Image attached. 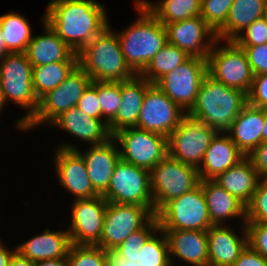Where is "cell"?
<instances>
[{"instance_id": "14", "label": "cell", "mask_w": 267, "mask_h": 266, "mask_svg": "<svg viewBox=\"0 0 267 266\" xmlns=\"http://www.w3.org/2000/svg\"><path fill=\"white\" fill-rule=\"evenodd\" d=\"M153 216L145 206L108 202L101 239L97 245L106 251H113Z\"/></svg>"}, {"instance_id": "4", "label": "cell", "mask_w": 267, "mask_h": 266, "mask_svg": "<svg viewBox=\"0 0 267 266\" xmlns=\"http://www.w3.org/2000/svg\"><path fill=\"white\" fill-rule=\"evenodd\" d=\"M107 26L78 53V65L98 82H121L136 73L126 63L118 36Z\"/></svg>"}, {"instance_id": "29", "label": "cell", "mask_w": 267, "mask_h": 266, "mask_svg": "<svg viewBox=\"0 0 267 266\" xmlns=\"http://www.w3.org/2000/svg\"><path fill=\"white\" fill-rule=\"evenodd\" d=\"M260 179L251 159L245 156L235 166L220 173L213 180L247 206Z\"/></svg>"}, {"instance_id": "41", "label": "cell", "mask_w": 267, "mask_h": 266, "mask_svg": "<svg viewBox=\"0 0 267 266\" xmlns=\"http://www.w3.org/2000/svg\"><path fill=\"white\" fill-rule=\"evenodd\" d=\"M234 41L239 46H256L267 43V21L264 17L250 24Z\"/></svg>"}, {"instance_id": "34", "label": "cell", "mask_w": 267, "mask_h": 266, "mask_svg": "<svg viewBox=\"0 0 267 266\" xmlns=\"http://www.w3.org/2000/svg\"><path fill=\"white\" fill-rule=\"evenodd\" d=\"M190 56L177 46L167 43L140 73L151 84L179 67Z\"/></svg>"}, {"instance_id": "31", "label": "cell", "mask_w": 267, "mask_h": 266, "mask_svg": "<svg viewBox=\"0 0 267 266\" xmlns=\"http://www.w3.org/2000/svg\"><path fill=\"white\" fill-rule=\"evenodd\" d=\"M139 1L162 24L193 18L201 13V0H162L157 3Z\"/></svg>"}, {"instance_id": "35", "label": "cell", "mask_w": 267, "mask_h": 266, "mask_svg": "<svg viewBox=\"0 0 267 266\" xmlns=\"http://www.w3.org/2000/svg\"><path fill=\"white\" fill-rule=\"evenodd\" d=\"M157 233L163 236L159 237ZM138 263L140 266H172L168 241L162 229L156 230L142 246Z\"/></svg>"}, {"instance_id": "25", "label": "cell", "mask_w": 267, "mask_h": 266, "mask_svg": "<svg viewBox=\"0 0 267 266\" xmlns=\"http://www.w3.org/2000/svg\"><path fill=\"white\" fill-rule=\"evenodd\" d=\"M50 125L62 128L90 145L102 144L112 137L103 120L87 116L78 107L65 111Z\"/></svg>"}, {"instance_id": "18", "label": "cell", "mask_w": 267, "mask_h": 266, "mask_svg": "<svg viewBox=\"0 0 267 266\" xmlns=\"http://www.w3.org/2000/svg\"><path fill=\"white\" fill-rule=\"evenodd\" d=\"M112 136L106 142L97 145H90L86 152H82L74 144H60L58 148L77 150L83 157L87 173L94 190L103 195L111 182L114 169L121 159L120 149Z\"/></svg>"}, {"instance_id": "8", "label": "cell", "mask_w": 267, "mask_h": 266, "mask_svg": "<svg viewBox=\"0 0 267 266\" xmlns=\"http://www.w3.org/2000/svg\"><path fill=\"white\" fill-rule=\"evenodd\" d=\"M217 39L207 57V73L217 81L230 88L248 94L254 73L242 47L234 40H226L225 44L216 46Z\"/></svg>"}, {"instance_id": "39", "label": "cell", "mask_w": 267, "mask_h": 266, "mask_svg": "<svg viewBox=\"0 0 267 266\" xmlns=\"http://www.w3.org/2000/svg\"><path fill=\"white\" fill-rule=\"evenodd\" d=\"M234 0H201L200 16L217 33L226 22Z\"/></svg>"}, {"instance_id": "11", "label": "cell", "mask_w": 267, "mask_h": 266, "mask_svg": "<svg viewBox=\"0 0 267 266\" xmlns=\"http://www.w3.org/2000/svg\"><path fill=\"white\" fill-rule=\"evenodd\" d=\"M102 196L110 203L145 206L154 214L150 171L122 159L118 161L110 185Z\"/></svg>"}, {"instance_id": "46", "label": "cell", "mask_w": 267, "mask_h": 266, "mask_svg": "<svg viewBox=\"0 0 267 266\" xmlns=\"http://www.w3.org/2000/svg\"><path fill=\"white\" fill-rule=\"evenodd\" d=\"M260 178H267V142L261 143L248 156Z\"/></svg>"}, {"instance_id": "20", "label": "cell", "mask_w": 267, "mask_h": 266, "mask_svg": "<svg viewBox=\"0 0 267 266\" xmlns=\"http://www.w3.org/2000/svg\"><path fill=\"white\" fill-rule=\"evenodd\" d=\"M242 235L228 225H212L206 232L208 238L209 266H232L248 245L245 224ZM237 234V235H236Z\"/></svg>"}, {"instance_id": "19", "label": "cell", "mask_w": 267, "mask_h": 266, "mask_svg": "<svg viewBox=\"0 0 267 266\" xmlns=\"http://www.w3.org/2000/svg\"><path fill=\"white\" fill-rule=\"evenodd\" d=\"M55 169L59 185L75 199H90L100 196L93 188L82 155L77 150L57 148Z\"/></svg>"}, {"instance_id": "7", "label": "cell", "mask_w": 267, "mask_h": 266, "mask_svg": "<svg viewBox=\"0 0 267 266\" xmlns=\"http://www.w3.org/2000/svg\"><path fill=\"white\" fill-rule=\"evenodd\" d=\"M91 83V77L77 65L58 87L39 98L37 110L25 123L24 131L28 132L45 123L51 124L65 111L76 107Z\"/></svg>"}, {"instance_id": "23", "label": "cell", "mask_w": 267, "mask_h": 266, "mask_svg": "<svg viewBox=\"0 0 267 266\" xmlns=\"http://www.w3.org/2000/svg\"><path fill=\"white\" fill-rule=\"evenodd\" d=\"M244 157L226 132H220V134L218 132L206 150L201 165L197 168L200 180L215 179Z\"/></svg>"}, {"instance_id": "22", "label": "cell", "mask_w": 267, "mask_h": 266, "mask_svg": "<svg viewBox=\"0 0 267 266\" xmlns=\"http://www.w3.org/2000/svg\"><path fill=\"white\" fill-rule=\"evenodd\" d=\"M151 85L140 74L120 82V107L116 116L108 123V129L112 136L121 129L137 126L144 95Z\"/></svg>"}, {"instance_id": "40", "label": "cell", "mask_w": 267, "mask_h": 266, "mask_svg": "<svg viewBox=\"0 0 267 266\" xmlns=\"http://www.w3.org/2000/svg\"><path fill=\"white\" fill-rule=\"evenodd\" d=\"M267 222V178H261L250 203L246 206L245 223Z\"/></svg>"}, {"instance_id": "24", "label": "cell", "mask_w": 267, "mask_h": 266, "mask_svg": "<svg viewBox=\"0 0 267 266\" xmlns=\"http://www.w3.org/2000/svg\"><path fill=\"white\" fill-rule=\"evenodd\" d=\"M44 33L33 35L25 54L32 66L46 65L58 61H78V55L44 22Z\"/></svg>"}, {"instance_id": "42", "label": "cell", "mask_w": 267, "mask_h": 266, "mask_svg": "<svg viewBox=\"0 0 267 266\" xmlns=\"http://www.w3.org/2000/svg\"><path fill=\"white\" fill-rule=\"evenodd\" d=\"M248 245L267 259V222L245 223Z\"/></svg>"}, {"instance_id": "45", "label": "cell", "mask_w": 267, "mask_h": 266, "mask_svg": "<svg viewBox=\"0 0 267 266\" xmlns=\"http://www.w3.org/2000/svg\"><path fill=\"white\" fill-rule=\"evenodd\" d=\"M247 103L256 108H267V73L254 76Z\"/></svg>"}, {"instance_id": "28", "label": "cell", "mask_w": 267, "mask_h": 266, "mask_svg": "<svg viewBox=\"0 0 267 266\" xmlns=\"http://www.w3.org/2000/svg\"><path fill=\"white\" fill-rule=\"evenodd\" d=\"M212 225H224L231 218L246 222V206L214 180H200Z\"/></svg>"}, {"instance_id": "6", "label": "cell", "mask_w": 267, "mask_h": 266, "mask_svg": "<svg viewBox=\"0 0 267 266\" xmlns=\"http://www.w3.org/2000/svg\"><path fill=\"white\" fill-rule=\"evenodd\" d=\"M200 183L198 169L167 155L150 170L154 215L169 201L193 190Z\"/></svg>"}, {"instance_id": "26", "label": "cell", "mask_w": 267, "mask_h": 266, "mask_svg": "<svg viewBox=\"0 0 267 266\" xmlns=\"http://www.w3.org/2000/svg\"><path fill=\"white\" fill-rule=\"evenodd\" d=\"M263 127V108H256L247 104L226 133L244 156H249L262 143Z\"/></svg>"}, {"instance_id": "3", "label": "cell", "mask_w": 267, "mask_h": 266, "mask_svg": "<svg viewBox=\"0 0 267 266\" xmlns=\"http://www.w3.org/2000/svg\"><path fill=\"white\" fill-rule=\"evenodd\" d=\"M247 104L246 93L227 87L207 73L200 84L196 101L188 113L220 133L230 128Z\"/></svg>"}, {"instance_id": "52", "label": "cell", "mask_w": 267, "mask_h": 266, "mask_svg": "<svg viewBox=\"0 0 267 266\" xmlns=\"http://www.w3.org/2000/svg\"><path fill=\"white\" fill-rule=\"evenodd\" d=\"M9 53H11V52L7 49L5 39L3 38V33L0 29V60L2 58H4Z\"/></svg>"}, {"instance_id": "37", "label": "cell", "mask_w": 267, "mask_h": 266, "mask_svg": "<svg viewBox=\"0 0 267 266\" xmlns=\"http://www.w3.org/2000/svg\"><path fill=\"white\" fill-rule=\"evenodd\" d=\"M68 266H109L108 251L98 245L71 244L67 253Z\"/></svg>"}, {"instance_id": "12", "label": "cell", "mask_w": 267, "mask_h": 266, "mask_svg": "<svg viewBox=\"0 0 267 266\" xmlns=\"http://www.w3.org/2000/svg\"><path fill=\"white\" fill-rule=\"evenodd\" d=\"M123 161L150 171L168 155L167 137L158 133L128 127L113 135Z\"/></svg>"}, {"instance_id": "17", "label": "cell", "mask_w": 267, "mask_h": 266, "mask_svg": "<svg viewBox=\"0 0 267 266\" xmlns=\"http://www.w3.org/2000/svg\"><path fill=\"white\" fill-rule=\"evenodd\" d=\"M163 25L168 43L182 49L190 57L207 59L217 40L215 31L201 16Z\"/></svg>"}, {"instance_id": "27", "label": "cell", "mask_w": 267, "mask_h": 266, "mask_svg": "<svg viewBox=\"0 0 267 266\" xmlns=\"http://www.w3.org/2000/svg\"><path fill=\"white\" fill-rule=\"evenodd\" d=\"M71 241L68 230L51 231L46 228L42 234L19 243L16 251L33 262L55 258H67Z\"/></svg>"}, {"instance_id": "48", "label": "cell", "mask_w": 267, "mask_h": 266, "mask_svg": "<svg viewBox=\"0 0 267 266\" xmlns=\"http://www.w3.org/2000/svg\"><path fill=\"white\" fill-rule=\"evenodd\" d=\"M108 265L109 266H140L138 262L125 260L117 255L114 251H108Z\"/></svg>"}, {"instance_id": "47", "label": "cell", "mask_w": 267, "mask_h": 266, "mask_svg": "<svg viewBox=\"0 0 267 266\" xmlns=\"http://www.w3.org/2000/svg\"><path fill=\"white\" fill-rule=\"evenodd\" d=\"M232 266H267V259L247 245Z\"/></svg>"}, {"instance_id": "44", "label": "cell", "mask_w": 267, "mask_h": 266, "mask_svg": "<svg viewBox=\"0 0 267 266\" xmlns=\"http://www.w3.org/2000/svg\"><path fill=\"white\" fill-rule=\"evenodd\" d=\"M245 51L254 76L267 73V43L256 46H240Z\"/></svg>"}, {"instance_id": "10", "label": "cell", "mask_w": 267, "mask_h": 266, "mask_svg": "<svg viewBox=\"0 0 267 266\" xmlns=\"http://www.w3.org/2000/svg\"><path fill=\"white\" fill-rule=\"evenodd\" d=\"M218 131L185 112L177 128L168 136V155L198 168Z\"/></svg>"}, {"instance_id": "9", "label": "cell", "mask_w": 267, "mask_h": 266, "mask_svg": "<svg viewBox=\"0 0 267 266\" xmlns=\"http://www.w3.org/2000/svg\"><path fill=\"white\" fill-rule=\"evenodd\" d=\"M156 217L162 230L207 231L212 226L200 184L166 203Z\"/></svg>"}, {"instance_id": "54", "label": "cell", "mask_w": 267, "mask_h": 266, "mask_svg": "<svg viewBox=\"0 0 267 266\" xmlns=\"http://www.w3.org/2000/svg\"><path fill=\"white\" fill-rule=\"evenodd\" d=\"M7 105L6 100L4 98L3 92L0 88V112L2 111V109Z\"/></svg>"}, {"instance_id": "51", "label": "cell", "mask_w": 267, "mask_h": 266, "mask_svg": "<svg viewBox=\"0 0 267 266\" xmlns=\"http://www.w3.org/2000/svg\"><path fill=\"white\" fill-rule=\"evenodd\" d=\"M35 266H68L67 258H55L35 262Z\"/></svg>"}, {"instance_id": "21", "label": "cell", "mask_w": 267, "mask_h": 266, "mask_svg": "<svg viewBox=\"0 0 267 266\" xmlns=\"http://www.w3.org/2000/svg\"><path fill=\"white\" fill-rule=\"evenodd\" d=\"M169 247L171 264L174 258L191 266H209L208 238L206 231L163 230Z\"/></svg>"}, {"instance_id": "36", "label": "cell", "mask_w": 267, "mask_h": 266, "mask_svg": "<svg viewBox=\"0 0 267 266\" xmlns=\"http://www.w3.org/2000/svg\"><path fill=\"white\" fill-rule=\"evenodd\" d=\"M159 229V222L154 215L141 229L134 231L113 251L125 260L138 262V254L148 238Z\"/></svg>"}, {"instance_id": "50", "label": "cell", "mask_w": 267, "mask_h": 266, "mask_svg": "<svg viewBox=\"0 0 267 266\" xmlns=\"http://www.w3.org/2000/svg\"><path fill=\"white\" fill-rule=\"evenodd\" d=\"M15 252L16 246L15 249L11 250L9 248H6V246H4L3 242L1 243L0 240V266H8L9 261Z\"/></svg>"}, {"instance_id": "16", "label": "cell", "mask_w": 267, "mask_h": 266, "mask_svg": "<svg viewBox=\"0 0 267 266\" xmlns=\"http://www.w3.org/2000/svg\"><path fill=\"white\" fill-rule=\"evenodd\" d=\"M73 200L70 229H67L71 244L97 245L101 239L108 202L101 195Z\"/></svg>"}, {"instance_id": "1", "label": "cell", "mask_w": 267, "mask_h": 266, "mask_svg": "<svg viewBox=\"0 0 267 266\" xmlns=\"http://www.w3.org/2000/svg\"><path fill=\"white\" fill-rule=\"evenodd\" d=\"M105 5L95 0H51L44 22L78 53L109 26Z\"/></svg>"}, {"instance_id": "32", "label": "cell", "mask_w": 267, "mask_h": 266, "mask_svg": "<svg viewBox=\"0 0 267 266\" xmlns=\"http://www.w3.org/2000/svg\"><path fill=\"white\" fill-rule=\"evenodd\" d=\"M77 65L78 61H58L33 66L32 83L37 98L58 87Z\"/></svg>"}, {"instance_id": "2", "label": "cell", "mask_w": 267, "mask_h": 266, "mask_svg": "<svg viewBox=\"0 0 267 266\" xmlns=\"http://www.w3.org/2000/svg\"><path fill=\"white\" fill-rule=\"evenodd\" d=\"M135 8L139 17L117 36L126 63L140 74L168 41L165 26L139 0Z\"/></svg>"}, {"instance_id": "5", "label": "cell", "mask_w": 267, "mask_h": 266, "mask_svg": "<svg viewBox=\"0 0 267 266\" xmlns=\"http://www.w3.org/2000/svg\"><path fill=\"white\" fill-rule=\"evenodd\" d=\"M0 61V88L6 103L11 99L26 110L15 124L17 129L24 131L25 123L34 115L39 103L32 83L33 66L25 52L9 53Z\"/></svg>"}, {"instance_id": "49", "label": "cell", "mask_w": 267, "mask_h": 266, "mask_svg": "<svg viewBox=\"0 0 267 266\" xmlns=\"http://www.w3.org/2000/svg\"><path fill=\"white\" fill-rule=\"evenodd\" d=\"M8 266H35V262L21 256L17 251L11 257Z\"/></svg>"}, {"instance_id": "53", "label": "cell", "mask_w": 267, "mask_h": 266, "mask_svg": "<svg viewBox=\"0 0 267 266\" xmlns=\"http://www.w3.org/2000/svg\"><path fill=\"white\" fill-rule=\"evenodd\" d=\"M264 127L262 131V143L267 142V108H263Z\"/></svg>"}, {"instance_id": "33", "label": "cell", "mask_w": 267, "mask_h": 266, "mask_svg": "<svg viewBox=\"0 0 267 266\" xmlns=\"http://www.w3.org/2000/svg\"><path fill=\"white\" fill-rule=\"evenodd\" d=\"M28 22L26 17L14 11L0 16V29L11 53L25 52L33 37Z\"/></svg>"}, {"instance_id": "30", "label": "cell", "mask_w": 267, "mask_h": 266, "mask_svg": "<svg viewBox=\"0 0 267 266\" xmlns=\"http://www.w3.org/2000/svg\"><path fill=\"white\" fill-rule=\"evenodd\" d=\"M267 0H234L225 25L216 33L217 39L234 40L250 24L264 17Z\"/></svg>"}, {"instance_id": "15", "label": "cell", "mask_w": 267, "mask_h": 266, "mask_svg": "<svg viewBox=\"0 0 267 266\" xmlns=\"http://www.w3.org/2000/svg\"><path fill=\"white\" fill-rule=\"evenodd\" d=\"M184 113L159 87L152 84L144 95L136 128L168 138Z\"/></svg>"}, {"instance_id": "43", "label": "cell", "mask_w": 267, "mask_h": 266, "mask_svg": "<svg viewBox=\"0 0 267 266\" xmlns=\"http://www.w3.org/2000/svg\"><path fill=\"white\" fill-rule=\"evenodd\" d=\"M76 107L87 116L102 120L101 107L98 100V81H92L78 100Z\"/></svg>"}, {"instance_id": "55", "label": "cell", "mask_w": 267, "mask_h": 266, "mask_svg": "<svg viewBox=\"0 0 267 266\" xmlns=\"http://www.w3.org/2000/svg\"><path fill=\"white\" fill-rule=\"evenodd\" d=\"M264 18L267 21V3H266V8H265Z\"/></svg>"}, {"instance_id": "38", "label": "cell", "mask_w": 267, "mask_h": 266, "mask_svg": "<svg viewBox=\"0 0 267 266\" xmlns=\"http://www.w3.org/2000/svg\"><path fill=\"white\" fill-rule=\"evenodd\" d=\"M98 100L102 120L108 123L116 116L121 103L120 82H98Z\"/></svg>"}, {"instance_id": "13", "label": "cell", "mask_w": 267, "mask_h": 266, "mask_svg": "<svg viewBox=\"0 0 267 266\" xmlns=\"http://www.w3.org/2000/svg\"><path fill=\"white\" fill-rule=\"evenodd\" d=\"M206 74L207 59L189 57L179 67L161 77L155 85L184 112H188L196 101L200 84Z\"/></svg>"}]
</instances>
